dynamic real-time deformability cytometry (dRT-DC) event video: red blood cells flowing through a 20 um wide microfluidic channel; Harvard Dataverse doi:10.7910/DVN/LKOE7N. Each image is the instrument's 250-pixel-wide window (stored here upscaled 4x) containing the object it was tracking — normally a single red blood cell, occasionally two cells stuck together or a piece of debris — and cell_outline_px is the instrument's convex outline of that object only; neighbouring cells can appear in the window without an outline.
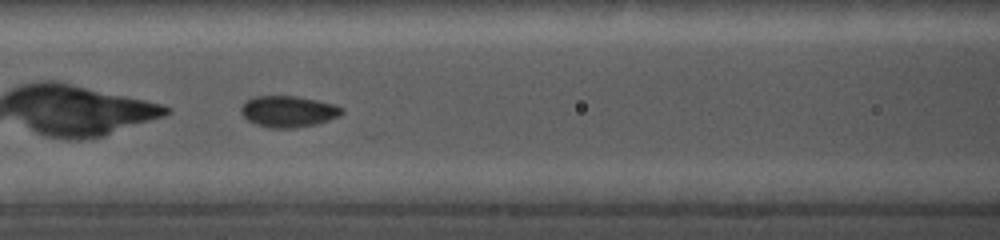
{"species": "common noctule bat (a hibernating species)", "species_latin": "Nyctalus noctula", "temperature_condition": "cold", "stored_images_in_passage": 31, "camera_frame_rate_fps": 5000, "um_per_image_px": 0.085, "animal": {"sex": "female", "body_mass_g": 19.0, "forearm_length_mm": 56.7}, "frame": {"image": 1, "passage_image": 9, "time_ms": 2.2, "image_size_px": [1000, 240], "cell_outline_px": [[344, 112], [340, 116], [316, 124], [296, 128], [268, 128], [256, 124], [248, 120], [240, 112], [240, 108], [248, 100], [256, 96], [296, 96], [316, 100], [332, 104], [344, 108]], "centroid_in_image_um": [24.52, 9.48], "position_along_channel_um": 142.1, "area_um2": 18.32}}
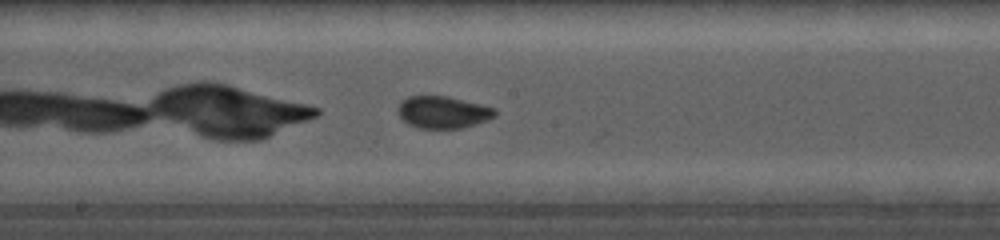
{"frame": {"image": 2, "passage_image": 16, "time_ms": 4.0, "image_size_px": [1000, 240], "cell_outline_px": [[496, 116], [488, 120], [476, 124], [460, 128], [416, 128], [408, 124], [400, 116], [400, 100], [408, 96], [444, 96], [480, 104], [496, 108]], "centroid_in_image_um": [37.67, 9.54], "position_along_channel_um": 210.5, "area_um2": 17.98}}
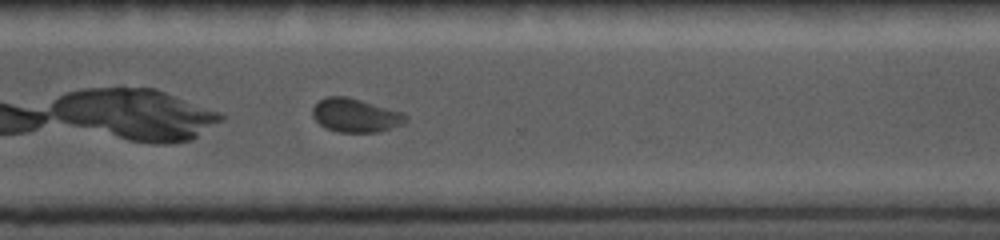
{"frame": {"image": 3, "passage_image": 29, "time_ms": 7.4, "image_size_px": [1000, 240], "cell_outline_px": [[408, 120], [404, 124], [380, 132], [340, 132], [324, 128], [312, 116], [312, 108], [320, 100], [328, 96], [348, 96], [404, 112], [408, 116]], "centroid_in_image_um": [30.26, 9.8], "position_along_channel_um": 340.3, "area_um2": 18.55}}